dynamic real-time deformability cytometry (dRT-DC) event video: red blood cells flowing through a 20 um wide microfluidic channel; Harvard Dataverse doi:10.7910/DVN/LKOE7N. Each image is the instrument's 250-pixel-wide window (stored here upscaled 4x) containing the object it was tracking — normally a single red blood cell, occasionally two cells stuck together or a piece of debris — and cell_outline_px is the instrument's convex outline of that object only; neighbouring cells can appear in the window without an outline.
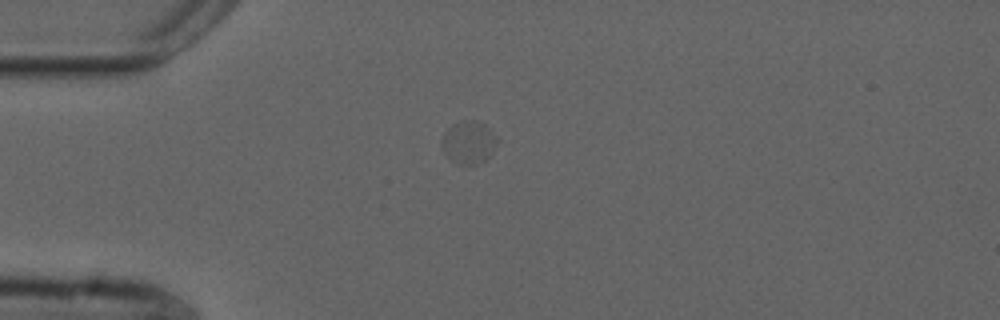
{"species": "common noctule bat (a hibernating species)", "species_latin": "Nyctalus noctula", "temperature_condition": "cold", "stored_images_in_passage": 32, "camera_frame_rate_fps": 3000, "um_per_image_px": 0.085, "animal": {"sex": "male", "forearm_length_mm": 52.5}, "frame": {"image": 1, "passage_image": 5, "time_ms": 1.333, "image_size_px": [1000, 320], "cell_outline_px": [[500, 140], [492, 152], [484, 160], [468, 164], [460, 164], [452, 160], [444, 152], [440, 144], [444, 132], [452, 124], [460, 120], [476, 120], [484, 124], [500, 136]], "centroid_in_image_um": [39.86, 12.04], "position_along_channel_um": 45.1, "area_um2": 13.93}}
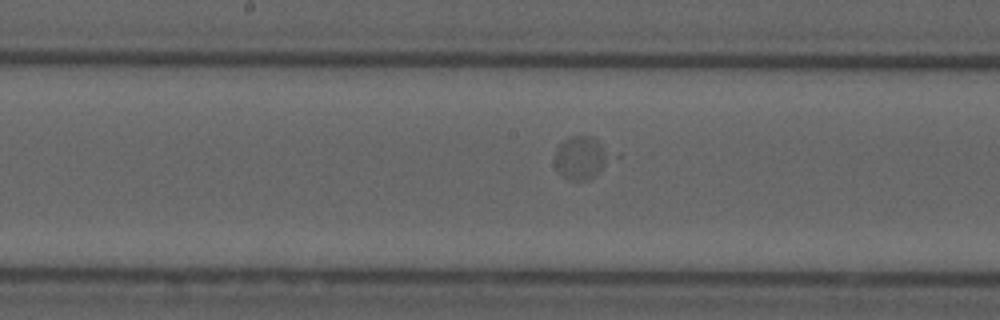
{"frame": {"image": 2, "passage_image": 19, "time_ms": 6.0, "image_size_px": [1000, 320], "cell_outline_px": [[624, 156], [588, 180], [568, 180], [556, 168], [556, 148], [568, 136], [592, 136], [620, 152]], "centroid_in_image_um": [49.66, 13.37], "position_along_channel_um": 198.5, "area_um2": 15.32}}
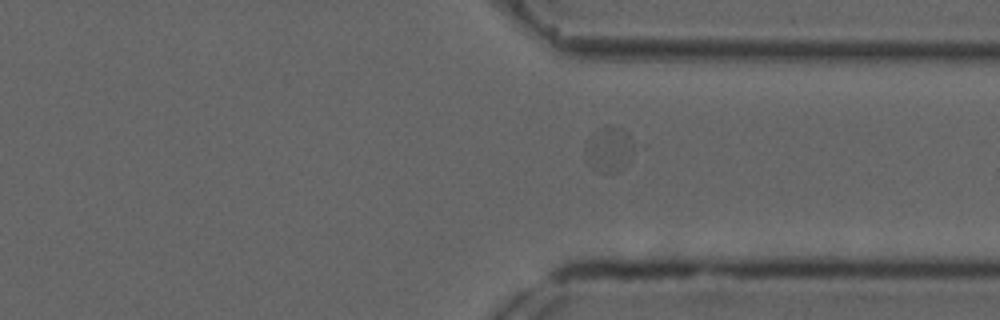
{"frame": {"image": 3, "passage_image": 32, "time_ms": 10.333, "image_size_px": [1000, 320], "cell_outline_px": [[648, 144], [620, 172], [608, 172], [592, 168], [584, 148], [584, 140], [596, 128], [620, 128], [628, 132]], "centroid_in_image_um": [52.02, 12.65], "position_along_channel_um": 359.4, "area_um2": 14.39}}